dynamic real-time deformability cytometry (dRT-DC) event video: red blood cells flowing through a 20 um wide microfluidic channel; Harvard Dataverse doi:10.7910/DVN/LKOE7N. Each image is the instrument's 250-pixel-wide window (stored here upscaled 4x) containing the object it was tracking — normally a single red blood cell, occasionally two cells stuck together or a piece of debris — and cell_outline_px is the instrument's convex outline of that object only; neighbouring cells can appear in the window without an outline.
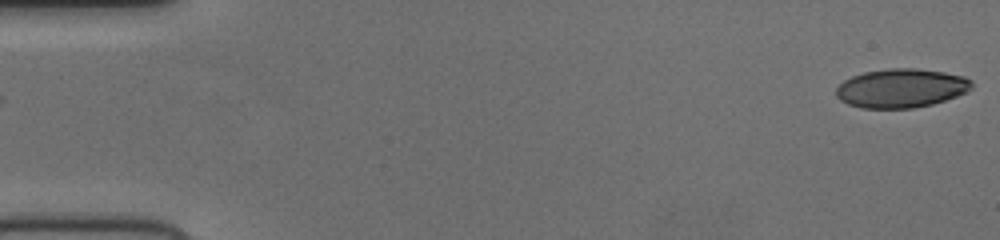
{"species": "human", "species_latin": "Homo sapiens", "temperature_condition": "cold", "stored_images_in_passage": 52, "camera_frame_rate_fps": 3000, "um_per_image_px": 0.085, "donor": {"sex": "female"}, "frame": {"image": 1, "passage_image": 1, "time_ms": 0.0, "image_size_px": [1000, 240], "cell_outline_px": [[972, 88], [968, 92], [932, 104], [912, 108], [860, 108], [848, 104], [840, 100], [836, 96], [836, 88], [844, 80], [852, 76], [864, 72], [888, 68], [916, 68], [944, 72], [964, 76], [972, 80]], "centroid_in_image_um": [76.6, 7.49], "position_along_channel_um": 8.4, "area_um2": 30.87}}
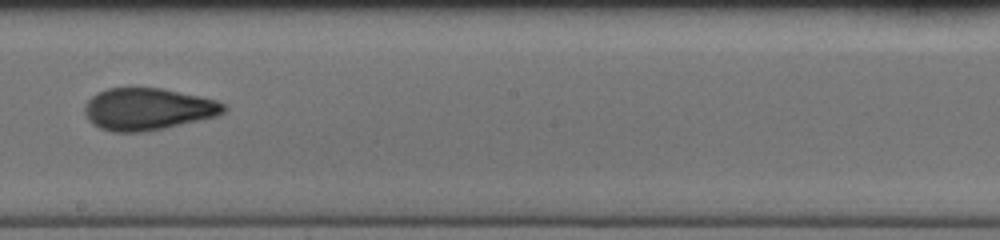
{"frame": {"image": 2, "passage_image": 30, "time_ms": 9.667, "image_size_px": [1000, 240], "cell_outline_px": [[228, 108], [224, 112], [216, 116], [164, 128], [144, 132], [112, 132], [100, 128], [92, 124], [88, 120], [84, 112], [84, 104], [96, 92], [108, 88], [160, 88], [200, 96], [216, 100], [224, 104]], "centroid_in_image_um": [12.53, 9.27], "position_along_channel_um": 235.7, "area_um2": 34.1}}
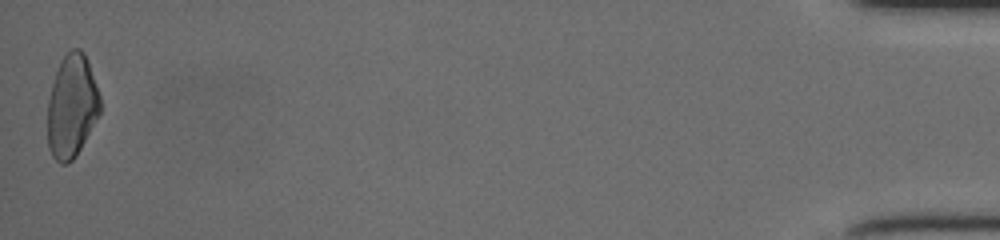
{"frame": {"image": 3, "passage_image": 52, "time_ms": 17.0, "image_size_px": [1000, 240], "cell_outline_px": [[100, 112], [76, 156], [68, 164], [60, 164], [52, 156], [48, 148], [48, 100], [52, 84], [60, 60], [72, 48], [80, 48], [84, 52], [88, 60], [100, 96]], "centroid_in_image_um": [6.1, 9.03], "position_along_channel_um": 429.1, "area_um2": 31.5}}